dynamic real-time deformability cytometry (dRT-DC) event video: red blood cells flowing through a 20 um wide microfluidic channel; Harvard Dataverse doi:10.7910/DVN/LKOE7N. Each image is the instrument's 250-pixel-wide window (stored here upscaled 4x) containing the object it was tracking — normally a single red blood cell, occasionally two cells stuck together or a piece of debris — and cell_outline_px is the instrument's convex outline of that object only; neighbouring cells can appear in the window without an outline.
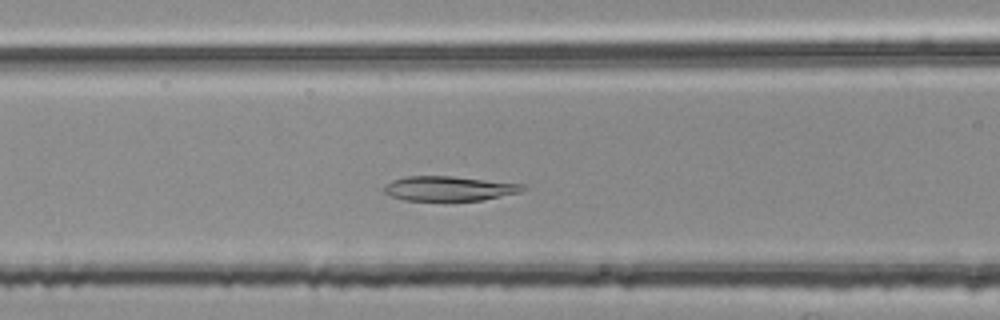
{"species": "common noctule bat (a hibernating species)", "species_latin": "Nyctalus noctula", "temperature_condition": "room temperature", "stored_images_in_passage": 33, "camera_frame_rate_fps": 3000, "um_per_image_px": 0.085, "animal": {"sex": "female", "body_mass_g": 25.1}, "frame": {"image": 1, "passage_image": 12, "time_ms": 3.667, "image_size_px": [1000, 320], "cell_outline_px": [[528, 188], [520, 192], [484, 200], [404, 200], [388, 196], [384, 192], [384, 188], [392, 180], [404, 176], [452, 176], [524, 184]], "centroid_in_image_um": [38.18, 16.02], "position_along_channel_um": 128.4, "area_um2": 19.94}}
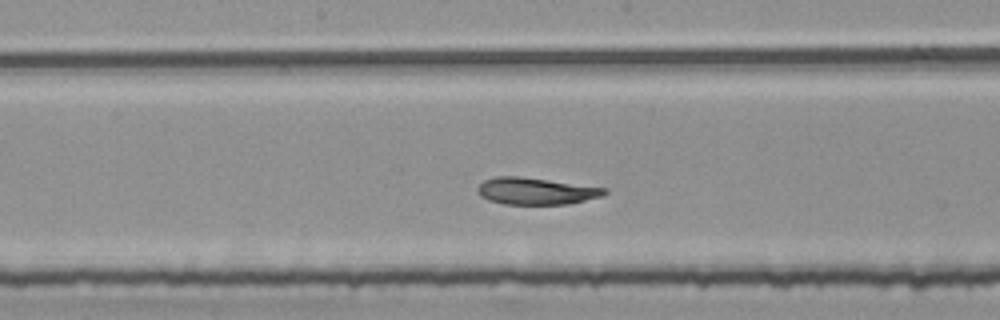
{"frame": {"image": 2, "passage_image": 18, "time_ms": 5.667, "image_size_px": [1000, 320], "cell_outline_px": [[608, 192], [604, 196], [568, 204], [504, 204], [488, 200], [480, 196], [476, 188], [484, 180], [496, 176], [520, 176], [608, 188]], "centroid_in_image_um": [45.57, 16.24], "position_along_channel_um": 202.6, "area_um2": 20.0}}
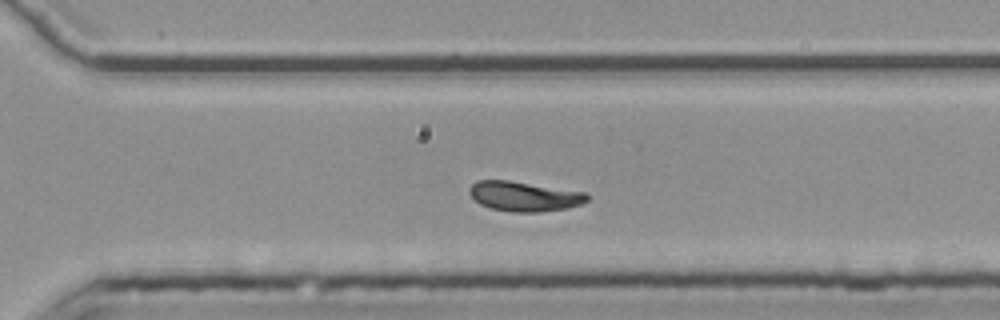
{"frame": {"image": 3, "passage_image": 28, "time_ms": 9.0, "image_size_px": [1000, 320], "cell_outline_px": [[588, 200], [584, 204], [568, 208], [540, 212], [512, 212], [492, 208], [480, 204], [468, 192], [468, 188], [476, 180], [508, 180], [584, 192], [588, 196]], "centroid_in_image_um": [44.56, 16.69], "position_along_channel_um": 326.0, "area_um2": 20.4}, "authors_computed_cell_mechanics": {"area_um2": 20.4034, "velocity_mm_per_s": 3.72, "shape_relaxation_time_tau1_ms": 4.2136, "shape_relaxation_time_tau2_ms": 2.3081, "deformation_change_tau1": 0.1354, "deformation_change_tau2": 0.0501}}